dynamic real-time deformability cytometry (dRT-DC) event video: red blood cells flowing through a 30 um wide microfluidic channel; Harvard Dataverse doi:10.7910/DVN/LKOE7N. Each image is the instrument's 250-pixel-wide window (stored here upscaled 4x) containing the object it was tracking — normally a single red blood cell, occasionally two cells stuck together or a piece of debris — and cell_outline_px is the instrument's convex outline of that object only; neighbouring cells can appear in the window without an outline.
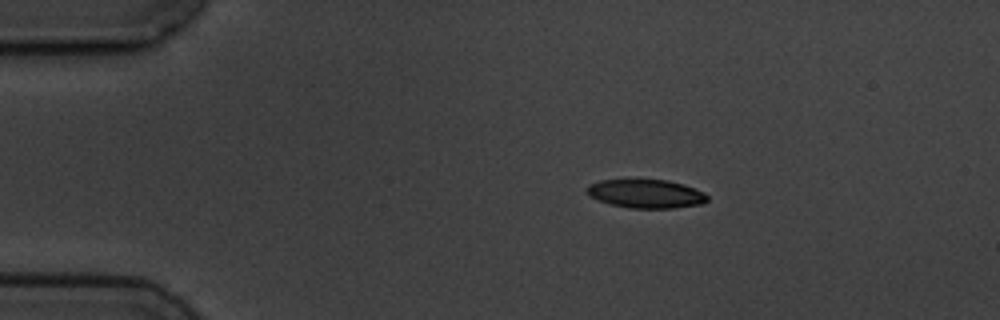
{"species": "common noctule bat (a hibernating species)", "species_latin": "Nyctalus noctula", "temperature_condition": "cold", "stored_images_in_passage": 4, "camera_frame_rate_fps": 3000, "um_per_image_px": 0.085, "animal": {"sex": "male", "body_mass_g": 19.5, "forearm_length_mm": 54.6}, "frame": {"image": 1, "passage_image": 1, "time_ms": 0.0, "image_size_px": [1000, 320], "cell_outline_px": [[708, 200], [704, 204], [672, 208], [628, 208], [612, 204], [588, 196], [584, 192], [584, 188], [588, 184], [600, 180], [668, 180], [684, 184], [704, 192], [708, 196]], "centroid_in_image_um": [54.89, 16.47], "position_along_channel_um": 30.1, "area_um2": 20.29}}
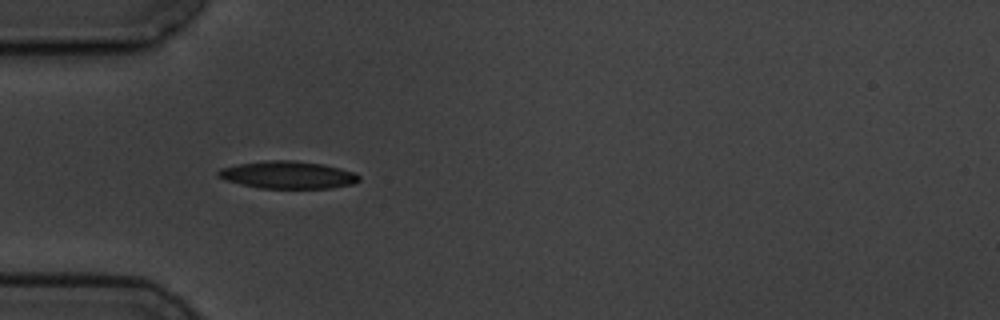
{"frame": {"image": 2, "passage_image": 3, "time_ms": 2.333, "image_size_px": [1000, 320], "cell_outline_px": [[360, 180], [352, 184], [332, 188], [260, 188], [228, 180], [216, 176], [216, 172], [220, 168], [240, 164], [268, 160], [292, 160], [324, 164], [356, 172], [360, 176]], "centroid_in_image_um": [24.51, 14.86], "position_along_channel_um": 60.5, "area_um2": 22.43}}
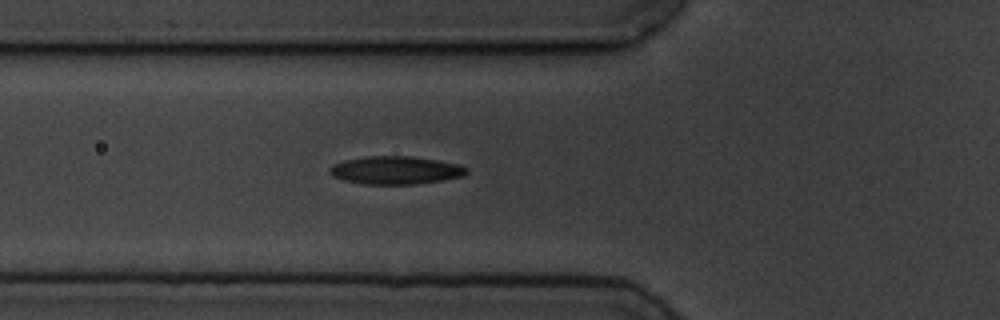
{"frame": {"image": 3, "passage_image": 4, "time_ms": 3.333, "image_size_px": [1000, 320], "cell_outline_px": [[468, 172], [464, 176], [416, 184], [364, 184], [344, 180], [332, 176], [328, 172], [328, 168], [332, 164], [344, 160], [368, 156], [412, 156], [436, 160], [456, 164], [468, 168]], "centroid_in_image_um": [33.58, 14.47], "position_along_channel_um": 92.2, "area_um2": 22.31}}